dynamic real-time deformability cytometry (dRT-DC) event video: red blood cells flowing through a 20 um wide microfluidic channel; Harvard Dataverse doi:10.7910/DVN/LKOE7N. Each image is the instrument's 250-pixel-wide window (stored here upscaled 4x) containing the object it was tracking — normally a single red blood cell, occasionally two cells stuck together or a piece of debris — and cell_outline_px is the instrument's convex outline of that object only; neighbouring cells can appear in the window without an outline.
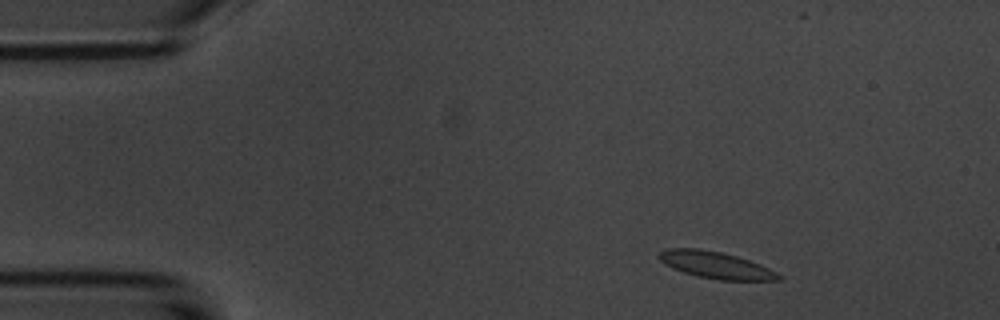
{"species": "common noctule bat (a hibernating species)", "species_latin": "Nyctalus noctula", "temperature_condition": "room temperature", "stored_images_in_passage": 9, "camera_frame_rate_fps": 3000, "um_per_image_px": 0.085, "animal": {"sex": "male", "body_mass_g": 20.1, "forearm_length_mm": 53.5}, "frame": {"image": 1, "passage_image": 1, "time_ms": 0.0, "image_size_px": [1000, 320], "cell_outline_px": [[784, 280], [720, 280], [696, 276], [672, 268], [664, 264], [656, 256], [660, 252], [668, 248], [700, 248], [720, 252], [736, 256], [760, 264], [784, 276]], "centroid_in_image_um": [60.84, 22.53], "position_along_channel_um": 24.2, "area_um2": 18.73}}
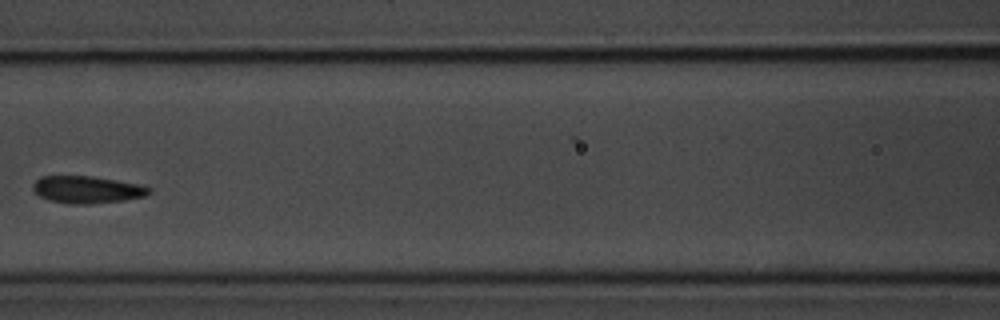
{"frame": {"image": 2, "passage_image": 6, "time_ms": 5.667, "image_size_px": [1000, 320], "cell_outline_px": [[152, 192], [144, 196], [124, 200], [88, 204], [68, 204], [48, 200], [36, 196], [32, 188], [32, 184], [40, 176], [92, 176], [140, 184], [152, 188]], "centroid_in_image_um": [7.36, 16.12], "position_along_channel_um": 159.2, "area_um2": 18.67}}
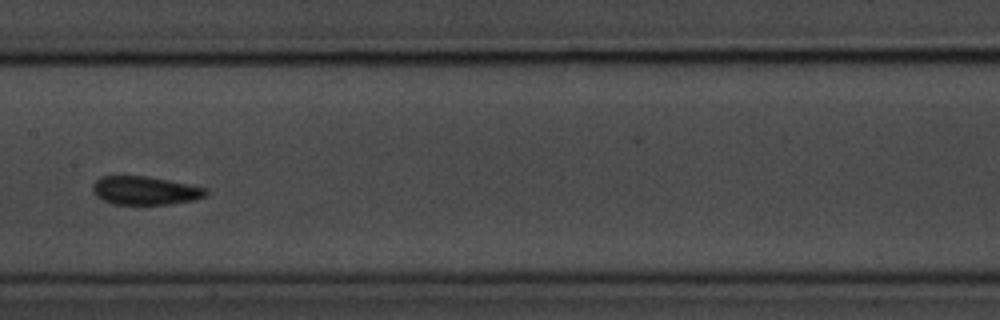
{"frame": {"image": 3, "passage_image": 7, "time_ms": 6.667, "image_size_px": [1000, 320], "cell_outline_px": [[208, 192], [204, 196], [196, 200], [168, 204], [112, 204], [100, 200], [96, 196], [92, 188], [92, 184], [100, 176], [144, 176], [168, 180], [208, 188]], "centroid_in_image_um": [12.31, 16.2], "position_along_channel_um": 195.1, "area_um2": 18.84}}